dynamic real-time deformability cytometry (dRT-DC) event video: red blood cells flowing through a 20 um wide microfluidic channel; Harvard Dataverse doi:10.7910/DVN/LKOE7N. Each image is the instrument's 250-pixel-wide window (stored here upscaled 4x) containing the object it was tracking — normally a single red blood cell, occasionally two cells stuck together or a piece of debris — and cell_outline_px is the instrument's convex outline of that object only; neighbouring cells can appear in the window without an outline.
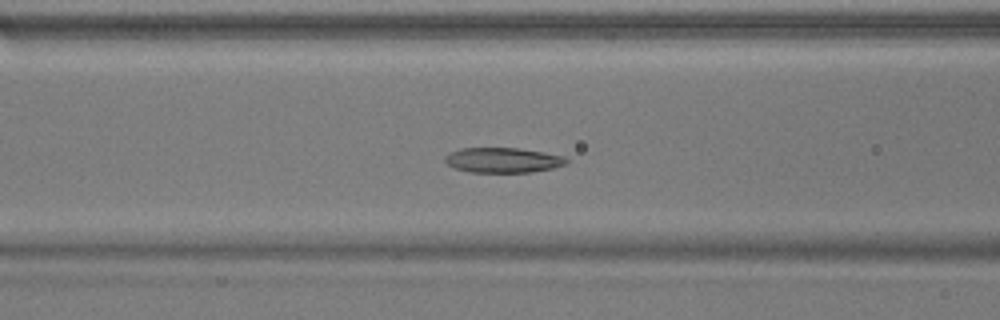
{"species": "common noctule bat (a hibernating species)", "species_latin": "Nyctalus noctula", "temperature_condition": "warm", "stored_images_in_passage": 53, "camera_frame_rate_fps": 3000, "um_per_image_px": 0.085, "animal": {"sex": "male", "body_mass_g": 17.9}, "frame": {"image": 1, "passage_image": 21, "time_ms": 6.667, "image_size_px": [1000, 320], "cell_outline_px": [[568, 160], [564, 164], [552, 168], [532, 172], [468, 172], [456, 168], [448, 164], [444, 160], [444, 156], [460, 148], [516, 148], [544, 152], [564, 156]], "centroid_in_image_um": [42.73, 13.61], "position_along_channel_um": 123.9, "area_um2": 17.57}}
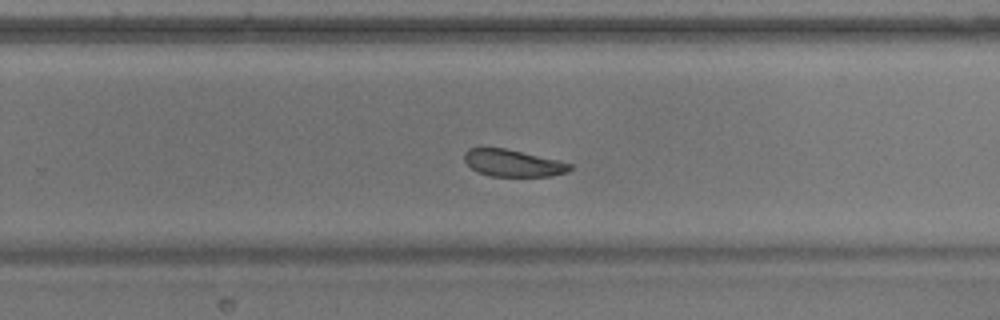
{"frame": {"image": 2, "passage_image": 34, "time_ms": 11.0, "image_size_px": [1000, 320], "cell_outline_px": [[572, 168], [568, 172], [552, 176], [488, 176], [476, 172], [464, 160], [464, 152], [468, 148], [504, 148], [556, 160], [572, 164]], "centroid_in_image_um": [43.57, 13.87], "position_along_channel_um": 286.2, "area_um2": 16.47}}
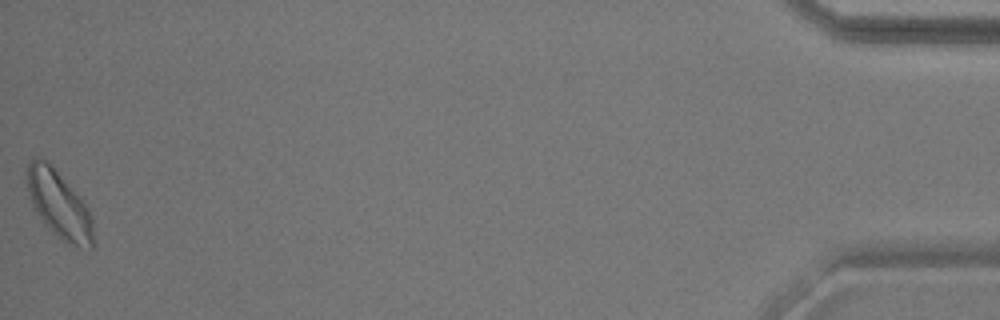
{"frame": {"image": 3, "passage_image": 53, "time_ms": 17.333, "image_size_px": [1000, 320], "cell_outline_px": [[96, 244], [92, 248], [80, 248], [68, 244], [56, 236], [44, 224], [32, 208], [28, 192], [28, 164], [36, 156], [40, 156], [48, 160], [52, 164], [84, 200], [92, 216]], "centroid_in_image_um": [5.06, 17.41], "position_along_channel_um": 430.1, "area_um2": 26.88}, "authors_computed_cell_mechanics": {"area_um2": 19.8254, "velocity_mm_per_s": 3.7514, "shape_relaxation_time_tau1_ms": 4.1139, "shape_relaxation_time_tau2_ms": 5.6678, "deformation_change_tau1": 0.111, "deformation_change_tau2": 0.0941}}